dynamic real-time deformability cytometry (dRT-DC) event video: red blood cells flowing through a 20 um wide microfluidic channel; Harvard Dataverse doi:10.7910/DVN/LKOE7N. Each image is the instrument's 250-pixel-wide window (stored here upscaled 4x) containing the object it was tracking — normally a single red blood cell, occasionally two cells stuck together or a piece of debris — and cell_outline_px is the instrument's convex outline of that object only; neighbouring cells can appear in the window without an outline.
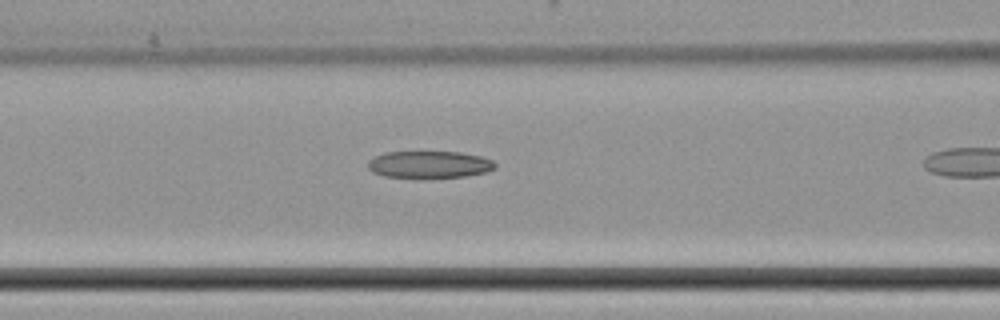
{"species": "common noctule bat (a hibernating species)", "species_latin": "Nyctalus noctula", "temperature_condition": "cold", "stored_images_in_passage": 7, "camera_frame_rate_fps": 3000, "um_per_image_px": 0.085, "animal": {"sex": "female", "body_mass_g": 22.7, "forearm_length_mm": 54.2}, "frame": {"image": 1, "passage_image": 3, "time_ms": 0.667, "image_size_px": [1000, 320], "cell_outline_px": [[496, 168], [488, 172], [464, 176], [416, 180], [384, 176], [372, 172], [368, 168], [368, 160], [384, 152], [460, 152], [480, 156], [492, 160], [496, 164]], "centroid_in_image_um": [36.47, 14.02], "position_along_channel_um": 130.1, "area_um2": 20.75}}
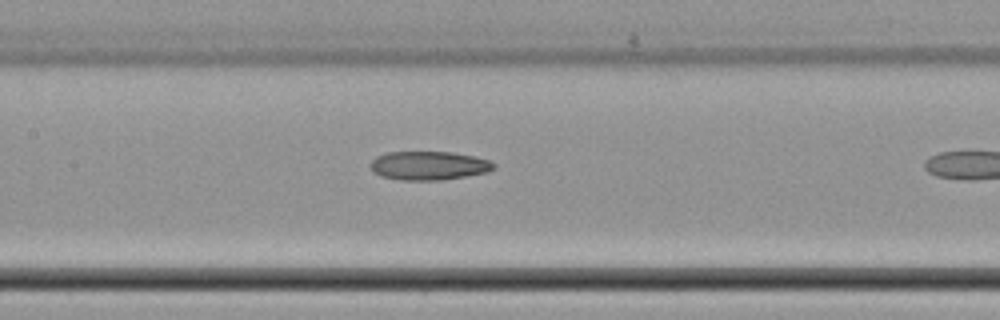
{"frame": {"image": 2, "passage_image": 6, "time_ms": 1.667, "image_size_px": [1000, 320], "cell_outline_px": [[496, 168], [488, 172], [444, 180], [400, 180], [380, 176], [372, 168], [372, 160], [376, 156], [388, 152], [452, 152], [476, 156], [488, 160], [496, 164]], "centroid_in_image_um": [36.5, 14.08], "position_along_channel_um": 170.9, "area_um2": 20.69}}